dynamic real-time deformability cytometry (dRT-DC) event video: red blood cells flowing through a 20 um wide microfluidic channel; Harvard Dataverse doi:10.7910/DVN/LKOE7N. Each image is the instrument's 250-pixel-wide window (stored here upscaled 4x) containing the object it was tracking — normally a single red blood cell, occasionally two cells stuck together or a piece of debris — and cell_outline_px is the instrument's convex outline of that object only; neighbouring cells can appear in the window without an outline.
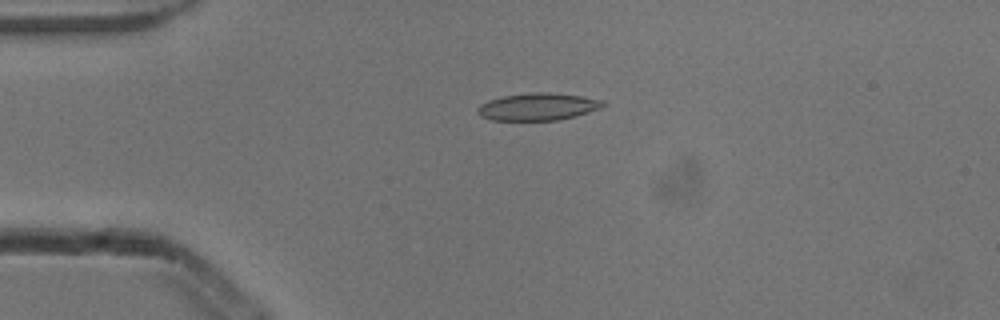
{"species": "common noctule bat (a hibernating species)", "species_latin": "Nyctalus noctula", "temperature_condition": "cold", "stored_images_in_passage": 4, "camera_frame_rate_fps": 3000, "um_per_image_px": 0.085, "animal": {"sex": "male", "body_mass_g": 13.3}, "frame": {"image": 1, "passage_image": 3, "time_ms": 0.667, "image_size_px": [1000, 320], "cell_outline_px": [[604, 104], [600, 108], [576, 116], [556, 120], [492, 120], [480, 116], [476, 112], [476, 108], [480, 104], [488, 100], [500, 96], [532, 92], [548, 92], [580, 96], [604, 100]], "centroid_in_image_um": [45.66, 9.06], "position_along_channel_um": 39.3, "area_um2": 20.0}}